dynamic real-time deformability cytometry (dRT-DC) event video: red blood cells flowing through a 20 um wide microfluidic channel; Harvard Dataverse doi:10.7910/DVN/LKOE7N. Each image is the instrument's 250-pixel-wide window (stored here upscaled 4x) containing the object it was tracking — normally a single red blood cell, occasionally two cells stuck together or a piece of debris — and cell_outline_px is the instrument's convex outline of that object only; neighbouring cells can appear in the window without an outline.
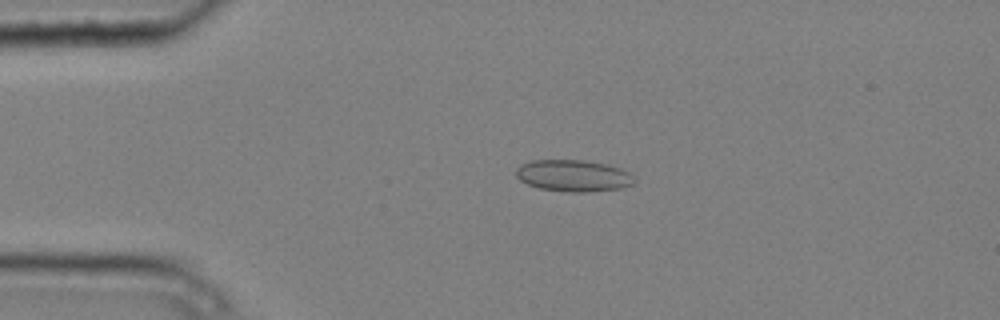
{"species": "common noctule bat (a hibernating species)", "species_latin": "Nyctalus noctula", "temperature_condition": "cold", "stored_images_in_passage": 4, "camera_frame_rate_fps": 3000, "um_per_image_px": 0.085, "animal": {"sex": "male", "body_mass_g": 20.4}, "frame": {"image": 1, "passage_image": 3, "time_ms": 0.667, "image_size_px": [1000, 320], "cell_outline_px": [[636, 180], [632, 184], [624, 188], [588, 192], [564, 192], [540, 188], [528, 184], [520, 180], [516, 176], [516, 168], [520, 164], [532, 160], [584, 160], [608, 164], [620, 168], [628, 172]], "centroid_in_image_um": [48.74, 14.93], "position_along_channel_um": 36.3, "area_um2": 22.02}}